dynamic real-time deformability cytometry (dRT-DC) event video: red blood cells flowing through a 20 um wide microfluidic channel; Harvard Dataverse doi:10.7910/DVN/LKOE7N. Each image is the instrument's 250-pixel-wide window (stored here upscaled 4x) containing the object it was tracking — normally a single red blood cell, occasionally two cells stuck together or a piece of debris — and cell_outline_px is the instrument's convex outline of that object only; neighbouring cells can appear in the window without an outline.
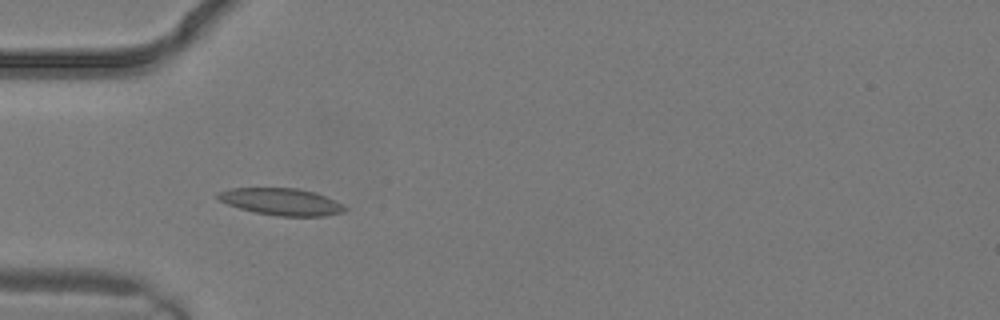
{"species": "common noctule bat (a hibernating species)", "species_latin": "Nyctalus noctula", "temperature_condition": "warm", "stored_images_in_passage": 3, "camera_frame_rate_fps": 3000, "um_per_image_px": 0.085, "animal": {"sex": "male", "body_mass_g": 19.2, "forearm_length_mm": 51.8}, "frame": {"image": 1, "passage_image": 3, "time_ms": 0.667, "image_size_px": [1000, 320], "cell_outline_px": [[348, 208], [344, 212], [324, 216], [276, 216], [256, 212], [240, 208], [228, 204], [220, 200], [216, 196], [216, 192], [228, 188], [296, 188], [316, 192], [344, 204]], "centroid_in_image_um": [23.94, 17.14], "position_along_channel_um": 61.1, "area_um2": 20.06}}